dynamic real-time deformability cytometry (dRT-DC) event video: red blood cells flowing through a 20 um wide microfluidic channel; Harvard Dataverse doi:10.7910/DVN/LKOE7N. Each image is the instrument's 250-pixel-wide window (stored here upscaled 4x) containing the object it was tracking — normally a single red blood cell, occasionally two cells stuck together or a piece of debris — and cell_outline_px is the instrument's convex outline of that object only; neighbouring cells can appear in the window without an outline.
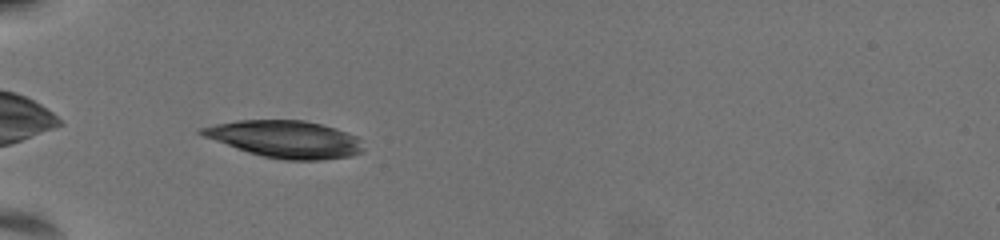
{"species": "common noctule bat (a hibernating species)", "species_latin": "Nyctalus noctula", "temperature_condition": "warm", "stored_images_in_passage": 40, "camera_frame_rate_fps": 3000, "um_per_image_px": 0.085, "animal": {"sex": "female", "body_mass_g": 19.5, "forearm_length_mm": 54.1}, "frame": {"image": 1, "passage_image": 1, "time_ms": 0.0, "image_size_px": [1000, 240], "cell_outline_px": [[364, 152], [352, 156], [320, 160], [284, 160], [264, 156], [248, 152], [236, 148], [204, 136], [196, 132], [196, 128], [236, 120], [304, 120], [336, 128], [356, 136], [360, 140], [364, 148]], "centroid_in_image_um": [24.25, 11.82], "position_along_channel_um": 60.7, "area_um2": 35.03}}